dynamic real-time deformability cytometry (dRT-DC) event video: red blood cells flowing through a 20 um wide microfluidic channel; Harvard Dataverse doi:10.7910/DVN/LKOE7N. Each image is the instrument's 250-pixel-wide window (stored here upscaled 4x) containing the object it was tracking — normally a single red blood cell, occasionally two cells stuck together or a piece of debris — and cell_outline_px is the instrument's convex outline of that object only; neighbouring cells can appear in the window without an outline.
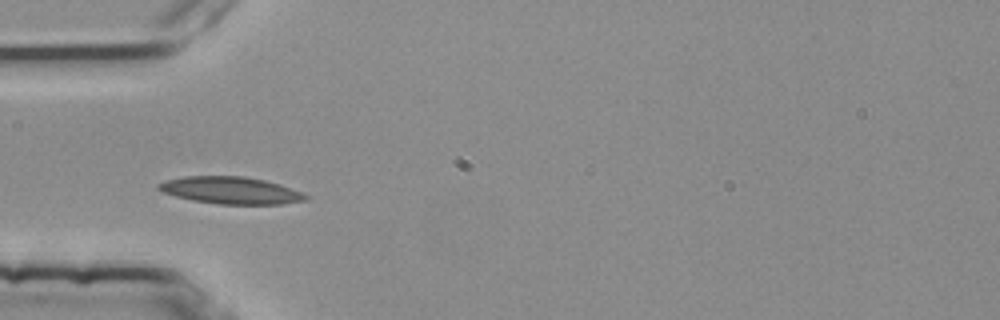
{"species": "common noctule bat (a hibernating species)", "species_latin": "Nyctalus noctula", "temperature_condition": "room temperature", "stored_images_in_passage": 34, "camera_frame_rate_fps": 3000, "um_per_image_px": 0.085, "animal": {"sex": "female", "body_mass_g": 25.1}, "frame": {"image": 1, "passage_image": 6, "time_ms": 1.667, "image_size_px": [1000, 320], "cell_outline_px": [[308, 200], [280, 204], [220, 204], [192, 200], [160, 192], [156, 188], [156, 184], [164, 180], [184, 176], [244, 176], [264, 180], [280, 184], [300, 192], [308, 196]], "centroid_in_image_um": [19.55, 16.17], "position_along_channel_um": 65.4, "area_um2": 23.29}}
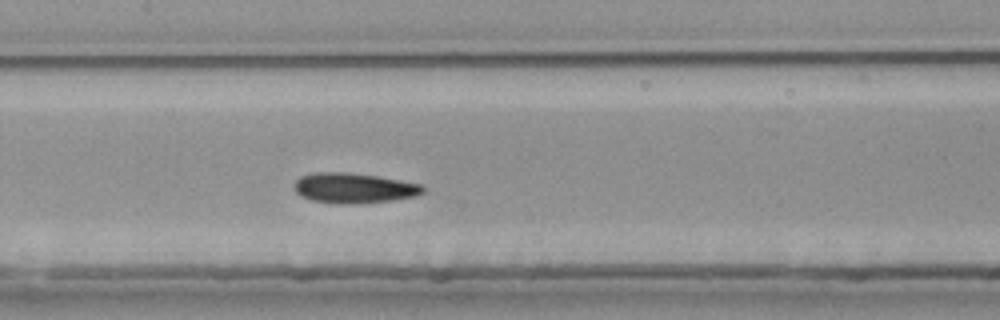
{"frame": {"image": 2, "passage_image": 15, "time_ms": 4.667, "image_size_px": [1000, 320], "cell_outline_px": [[424, 192], [416, 196], [392, 200], [348, 204], [344, 204], [312, 200], [296, 192], [292, 184], [300, 176], [312, 172], [348, 172], [376, 176], [400, 180], [420, 184], [424, 188]], "centroid_in_image_um": [30.05, 15.97], "position_along_channel_um": 177.3, "area_um2": 22.48}, "authors_computed_cell_mechanics": {"area_um2": 22.2241, "velocity_mm_per_s": 3.741, "shape_relaxation_time_tau1_ms": 4.3177, "shape_relaxation_time_tau2_ms": 2.2879, "deformation_change_tau1": 0.1243, "deformation_change_tau2": 0.0684}}